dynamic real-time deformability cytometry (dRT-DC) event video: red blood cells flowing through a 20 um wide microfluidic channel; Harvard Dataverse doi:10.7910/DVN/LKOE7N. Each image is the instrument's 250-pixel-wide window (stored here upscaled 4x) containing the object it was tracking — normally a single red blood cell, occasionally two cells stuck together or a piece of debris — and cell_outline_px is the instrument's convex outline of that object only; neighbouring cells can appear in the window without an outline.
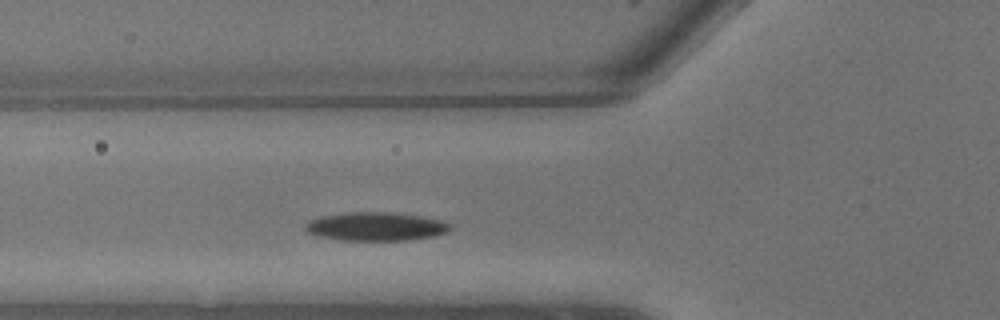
{"species": "common noctule bat (a hibernating species)", "species_latin": "Nyctalus noctula", "temperature_condition": "warm", "stored_images_in_passage": 5, "camera_frame_rate_fps": 3000, "um_per_image_px": 0.085, "animal": {"sex": "male", "body_mass_g": 13.3}, "frame": {"image": 1, "passage_image": 5, "time_ms": 1.333, "image_size_px": [1000, 320], "cell_outline_px": [[452, 228], [448, 232], [432, 236], [404, 240], [340, 240], [316, 236], [308, 232], [304, 228], [304, 224], [312, 220], [324, 216], [348, 212], [384, 212], [416, 216], [440, 220], [452, 224]], "centroid_in_image_um": [31.93, 19.26], "position_along_channel_um": 93.9, "area_um2": 23.76}}